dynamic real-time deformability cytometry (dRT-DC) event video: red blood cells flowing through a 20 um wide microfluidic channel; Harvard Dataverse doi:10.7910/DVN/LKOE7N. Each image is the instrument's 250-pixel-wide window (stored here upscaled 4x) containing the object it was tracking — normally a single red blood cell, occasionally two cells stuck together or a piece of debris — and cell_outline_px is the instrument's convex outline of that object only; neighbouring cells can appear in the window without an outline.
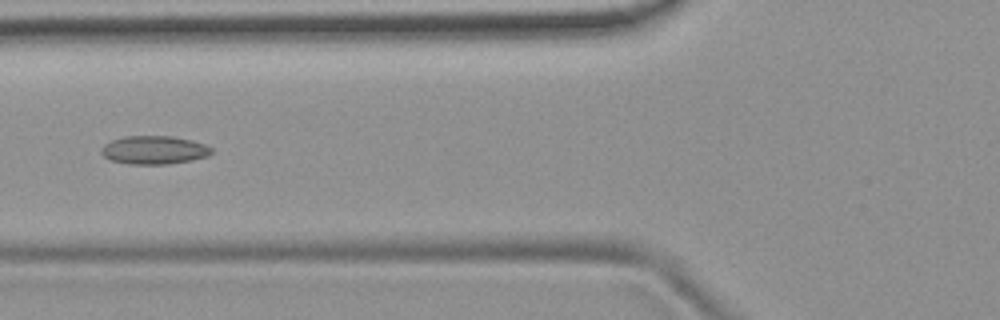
{"species": "common noctule bat (a hibernating species)", "species_latin": "Nyctalus noctula", "temperature_condition": "room temperature", "stored_images_in_passage": 5, "camera_frame_rate_fps": 3000, "um_per_image_px": 0.085, "animal": {"sex": "female", "body_mass_g": 19.9}, "frame": {"image": 1, "passage_image": 5, "time_ms": 4.667, "image_size_px": [1000, 320], "cell_outline_px": [[212, 152], [208, 156], [192, 160], [168, 164], [128, 164], [112, 160], [104, 156], [100, 152], [100, 148], [104, 144], [112, 140], [124, 136], [172, 136], [192, 140], [204, 144], [212, 148]], "centroid_in_image_um": [13.09, 12.75], "position_along_channel_um": 112.7, "area_um2": 18.26}}